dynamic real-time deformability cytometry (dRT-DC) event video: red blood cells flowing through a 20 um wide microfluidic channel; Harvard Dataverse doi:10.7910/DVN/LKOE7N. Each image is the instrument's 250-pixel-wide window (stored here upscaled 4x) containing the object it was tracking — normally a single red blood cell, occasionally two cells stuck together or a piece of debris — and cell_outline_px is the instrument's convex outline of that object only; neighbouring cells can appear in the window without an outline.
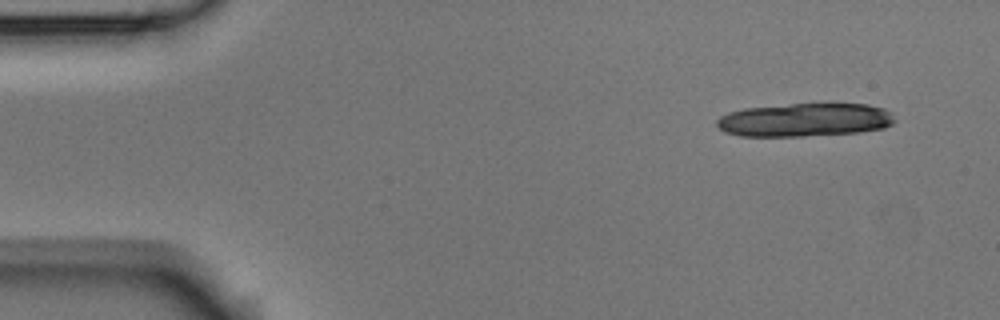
{"species": "Egyptian fruit bat (a non-hibernating species)", "species_latin": "Rousettus aegyptiacus", "temperature_condition": "room temperature", "stored_images_in_passage": 3, "camera_frame_rate_fps": 3000, "um_per_image_px": 0.085, "animal": {"sex": "male"}, "frame": {"image": 1, "passage_image": 1, "time_ms": 0.0, "image_size_px": [1000, 320], "cell_outline_px": [[896, 120], [892, 124], [884, 128], [860, 132], [804, 136], [740, 136], [724, 132], [716, 124], [716, 120], [720, 116], [728, 112], [744, 108], [792, 104], [868, 104], [884, 108], [892, 112]], "centroid_in_image_um": [68.42, 10.19], "position_along_channel_um": 16.6, "area_um2": 34.8}}